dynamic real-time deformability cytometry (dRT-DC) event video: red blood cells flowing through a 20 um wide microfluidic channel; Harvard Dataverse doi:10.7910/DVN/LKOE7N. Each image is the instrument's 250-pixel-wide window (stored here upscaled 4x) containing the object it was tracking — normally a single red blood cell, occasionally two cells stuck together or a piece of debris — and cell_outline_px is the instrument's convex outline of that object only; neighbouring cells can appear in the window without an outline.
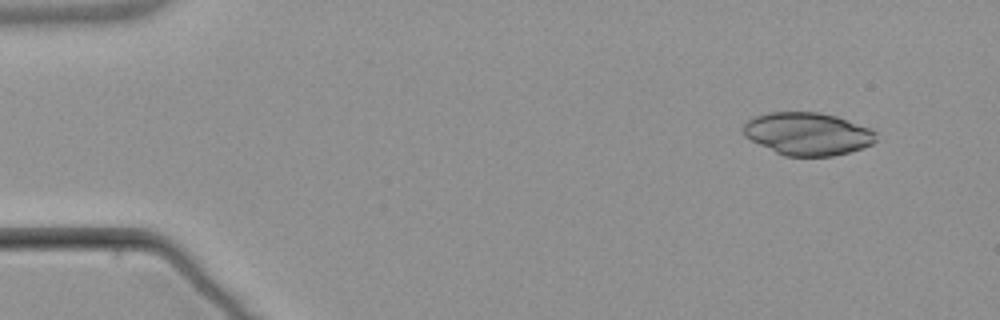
{"species": "common noctule bat (a hibernating species)", "species_latin": "Nyctalus noctula", "temperature_condition": "warm", "stored_images_in_passage": 5, "camera_frame_rate_fps": 3000, "um_per_image_px": 0.085, "animal": {"sex": "male", "body_mass_g": 21.5, "forearm_length_mm": 52.0}, "frame": {"image": 1, "passage_image": 2, "time_ms": 1.0, "image_size_px": [1000, 320], "cell_outline_px": [[876, 140], [872, 144], [864, 148], [832, 156], [784, 156], [744, 136], [744, 124], [752, 116], [768, 112], [820, 112], [836, 116], [872, 128], [876, 132]], "centroid_in_image_um": [68.67, 11.36], "position_along_channel_um": 16.3, "area_um2": 33.12}}